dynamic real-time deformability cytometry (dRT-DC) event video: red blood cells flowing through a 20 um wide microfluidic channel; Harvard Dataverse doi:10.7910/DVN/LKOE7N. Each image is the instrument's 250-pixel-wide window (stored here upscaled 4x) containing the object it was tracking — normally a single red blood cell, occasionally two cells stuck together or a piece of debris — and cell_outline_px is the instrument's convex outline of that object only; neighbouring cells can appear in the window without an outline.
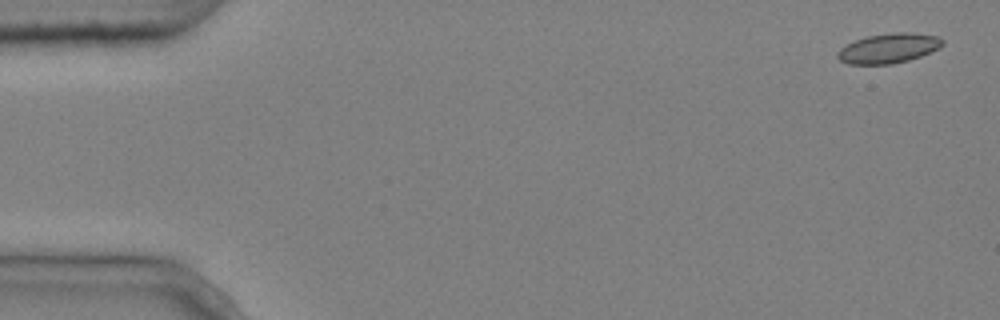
{"species": "common noctule bat (a hibernating species)", "species_latin": "Nyctalus noctula", "temperature_condition": "cold", "stored_images_in_passage": 7, "camera_frame_rate_fps": 3000, "um_per_image_px": 0.085, "animal": {"sex": "male", "body_mass_g": 20.4}, "frame": {"image": 1, "passage_image": 1, "time_ms": 0.0, "image_size_px": [1000, 320], "cell_outline_px": [[944, 44], [940, 48], [920, 56], [908, 60], [892, 64], [848, 64], [840, 60], [836, 56], [836, 52], [840, 48], [856, 40], [868, 36], [892, 32], [912, 32], [940, 36], [944, 40]], "centroid_in_image_um": [75.56, 4.09], "position_along_channel_um": 9.4, "area_um2": 18.32}}
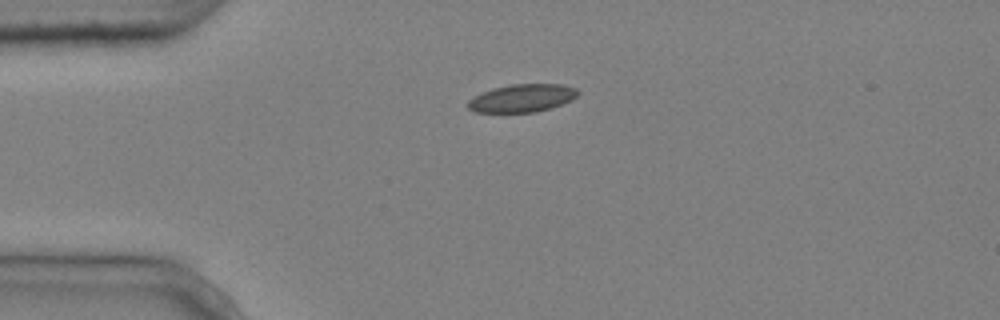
{"frame": {"image": 2, "passage_image": 4, "time_ms": 1.0, "image_size_px": [1000, 320], "cell_outline_px": [[580, 92], [572, 100], [552, 108], [536, 112], [476, 112], [468, 108], [468, 100], [492, 88], [512, 84], [564, 84], [576, 88]], "centroid_in_image_um": [44.43, 8.34], "position_along_channel_um": 40.6, "area_um2": 17.86}}